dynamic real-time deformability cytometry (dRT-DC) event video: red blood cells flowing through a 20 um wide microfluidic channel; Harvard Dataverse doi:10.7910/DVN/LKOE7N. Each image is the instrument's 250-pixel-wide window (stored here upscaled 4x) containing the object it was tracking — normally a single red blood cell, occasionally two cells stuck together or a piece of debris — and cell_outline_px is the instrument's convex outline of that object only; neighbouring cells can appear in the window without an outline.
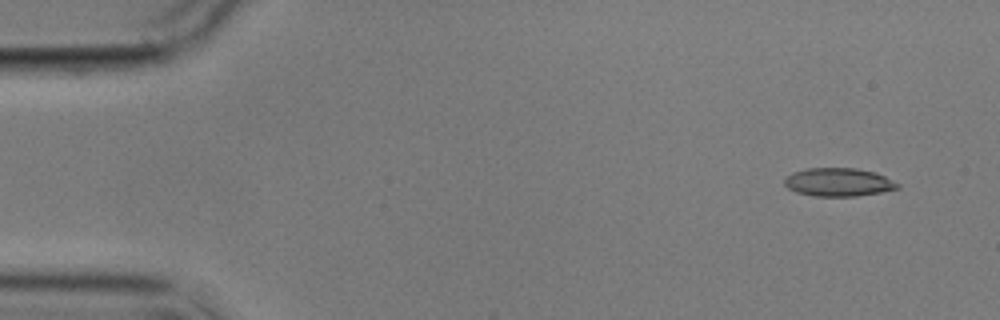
{"species": "common noctule bat (a hibernating species)", "species_latin": "Nyctalus noctula", "temperature_condition": "cold", "stored_images_in_passage": 8, "camera_frame_rate_fps": 3000, "um_per_image_px": 0.085, "animal": {"sex": "male", "body_mass_g": 17.9}, "frame": {"image": 1, "passage_image": 1, "time_ms": 0.0, "image_size_px": [1000, 320], "cell_outline_px": [[900, 188], [880, 192], [856, 196], [812, 196], [796, 192], [788, 188], [784, 184], [784, 180], [792, 172], [808, 168], [856, 168], [876, 172], [900, 184]], "centroid_in_image_um": [71.27, 15.48], "position_along_channel_um": 13.7, "area_um2": 18.67}}
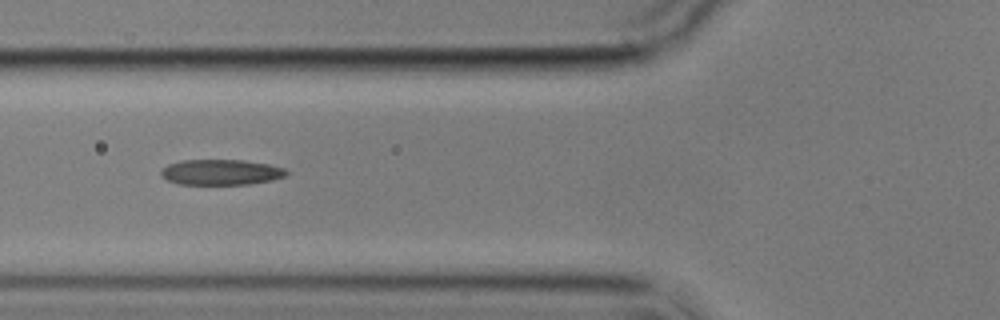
{"frame": {"image": 2, "passage_image": 6, "time_ms": 5.667, "image_size_px": [1000, 320], "cell_outline_px": [[288, 172], [284, 176], [272, 180], [248, 184], [180, 184], [168, 180], [160, 176], [160, 168], [168, 164], [180, 160], [244, 160], [268, 164], [284, 168]], "centroid_in_image_um": [18.73, 14.63], "position_along_channel_um": 107.1, "area_um2": 18.67}}
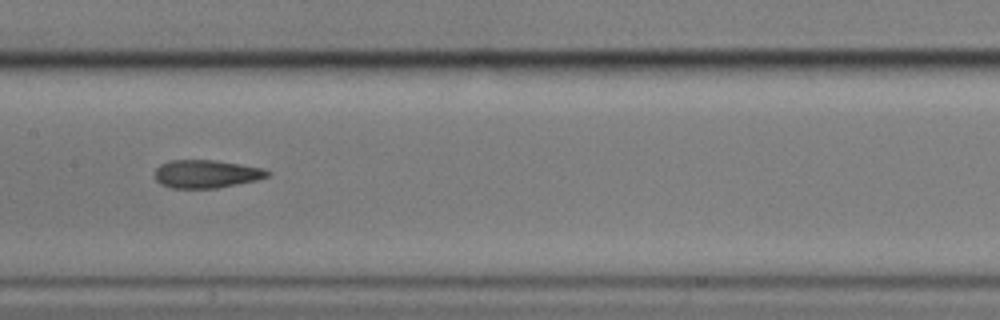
{"frame": {"image": 3, "passage_image": 8, "time_ms": 8.0, "image_size_px": [1000, 320], "cell_outline_px": [[272, 172], [268, 176], [256, 180], [216, 188], [172, 188], [160, 184], [156, 180], [156, 168], [160, 164], [168, 160], [216, 160], [264, 168]], "centroid_in_image_um": [17.53, 14.77], "position_along_channel_um": 189.9, "area_um2": 18.44}}